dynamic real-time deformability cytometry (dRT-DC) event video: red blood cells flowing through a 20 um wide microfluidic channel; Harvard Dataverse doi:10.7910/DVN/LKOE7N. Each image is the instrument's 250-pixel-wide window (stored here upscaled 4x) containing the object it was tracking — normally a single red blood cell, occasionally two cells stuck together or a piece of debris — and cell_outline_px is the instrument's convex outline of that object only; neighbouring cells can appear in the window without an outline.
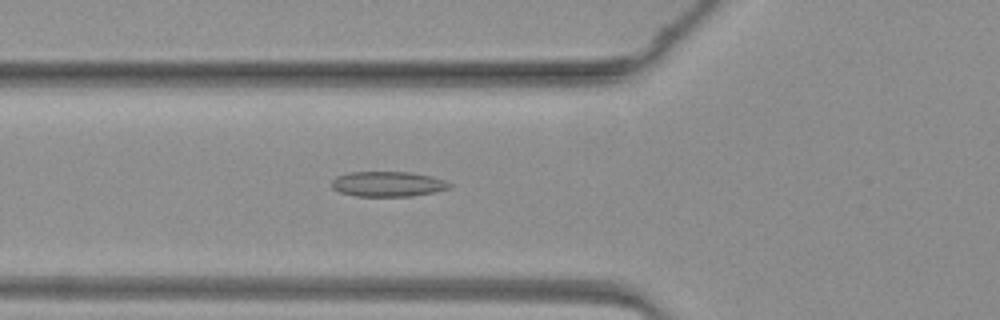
{"species": "common noctule bat (a hibernating species)", "species_latin": "Nyctalus noctula", "temperature_condition": "warm", "stored_images_in_passage": 48, "camera_frame_rate_fps": 3000, "um_per_image_px": 0.085, "animal": {"sex": "female", "body_mass_g": 19.3, "forearm_length_mm": 54.1}, "frame": {"image": 1, "passage_image": 18, "time_ms": 5.667, "image_size_px": [1000, 320], "cell_outline_px": [[452, 184], [448, 188], [436, 192], [412, 196], [356, 196], [340, 192], [332, 188], [332, 180], [336, 176], [348, 172], [412, 172], [432, 176], [444, 180]], "centroid_in_image_um": [32.96, 15.64], "position_along_channel_um": 92.8, "area_um2": 17.34}}
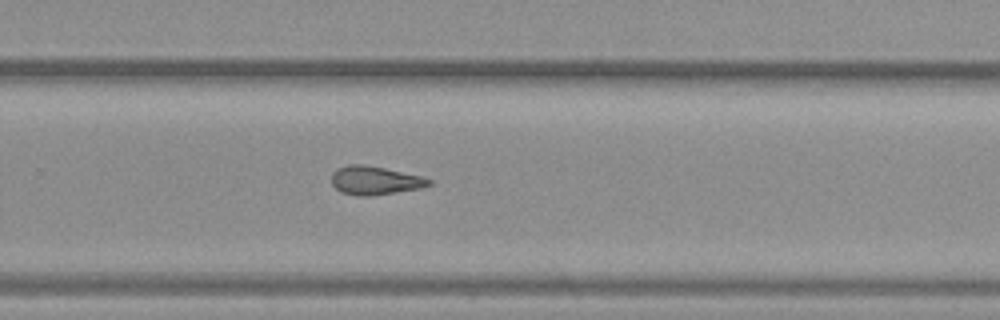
{"frame": {"image": 2, "passage_image": 32, "time_ms": 10.333, "image_size_px": [1000, 320], "cell_outline_px": [[432, 184], [420, 188], [372, 196], [356, 196], [340, 192], [332, 184], [332, 172], [336, 168], [348, 164], [360, 164], [384, 168], [420, 176], [432, 180]], "centroid_in_image_um": [31.82, 15.34], "position_along_channel_um": 298.0, "area_um2": 16.18}}
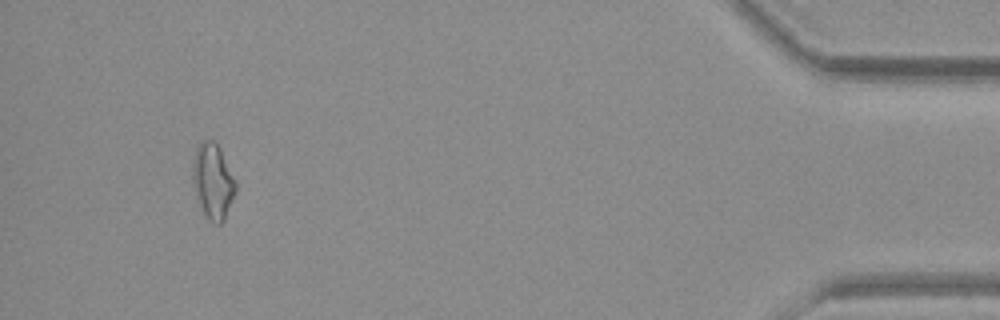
{"frame": {"image": 3, "passage_image": 45, "time_ms": 14.667, "image_size_px": [1000, 320], "cell_outline_px": [[236, 192], [224, 220], [220, 224], [216, 224], [208, 220], [196, 200], [192, 180], [192, 160], [196, 148], [200, 140], [216, 140], [220, 148], [236, 184]], "centroid_in_image_um": [18.06, 15.4], "position_along_channel_um": 417.1, "area_um2": 19.13}}